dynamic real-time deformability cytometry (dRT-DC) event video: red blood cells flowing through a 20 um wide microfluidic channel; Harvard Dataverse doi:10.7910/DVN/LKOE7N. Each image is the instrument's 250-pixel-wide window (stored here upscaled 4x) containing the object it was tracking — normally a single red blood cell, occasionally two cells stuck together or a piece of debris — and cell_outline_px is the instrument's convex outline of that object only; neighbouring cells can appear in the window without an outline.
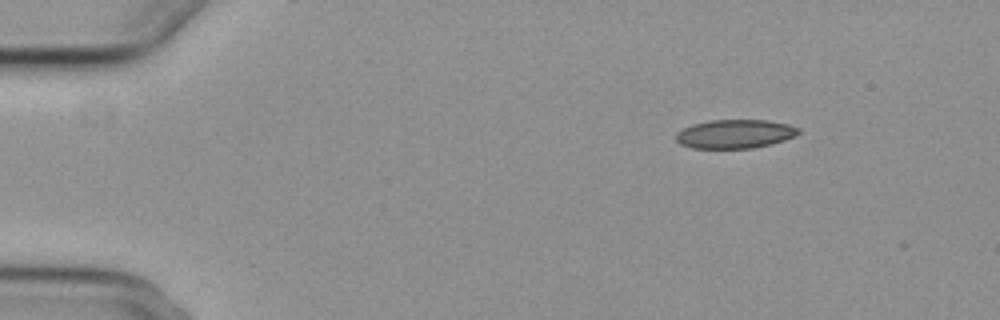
{"species": "common noctule bat (a hibernating species)", "species_latin": "Nyctalus noctula", "temperature_condition": "cold", "stored_images_in_passage": 5, "camera_frame_rate_fps": 3000, "um_per_image_px": 0.085, "animal": {"sex": "female", "body_mass_g": 29.2, "forearm_length_mm": 56.3}, "frame": {"image": 1, "passage_image": 1, "time_ms": 0.0, "image_size_px": [1000, 320], "cell_outline_px": [[800, 132], [796, 136], [772, 144], [752, 148], [692, 148], [680, 144], [676, 140], [676, 132], [692, 124], [708, 120], [768, 120], [788, 124], [800, 128]], "centroid_in_image_um": [62.48, 11.38], "position_along_channel_um": 22.5, "area_um2": 20.69}}
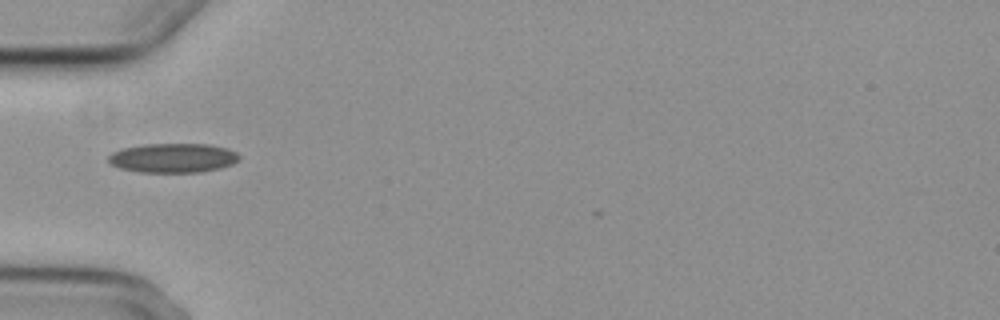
{"frame": {"image": 2, "passage_image": 4, "time_ms": 3.667, "image_size_px": [1000, 320], "cell_outline_px": [[240, 156], [232, 164], [220, 168], [200, 172], [140, 172], [120, 168], [112, 164], [108, 160], [108, 156], [112, 152], [124, 148], [144, 144], [208, 144], [228, 148], [236, 152]], "centroid_in_image_um": [14.71, 13.42], "position_along_channel_um": 70.3, "area_um2": 22.25}}
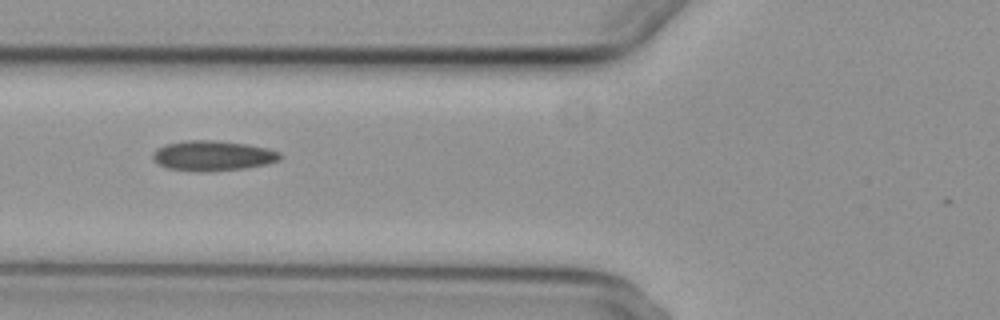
{"frame": {"image": 3, "passage_image": 5, "time_ms": 4.667, "image_size_px": [1000, 320], "cell_outline_px": [[284, 156], [280, 160], [248, 168], [208, 172], [192, 172], [168, 168], [152, 160], [152, 152], [156, 148], [168, 144], [188, 140], [212, 140], [244, 144], [268, 148], [280, 152]], "centroid_in_image_um": [18.08, 13.25], "position_along_channel_um": 107.7, "area_um2": 22.54}}